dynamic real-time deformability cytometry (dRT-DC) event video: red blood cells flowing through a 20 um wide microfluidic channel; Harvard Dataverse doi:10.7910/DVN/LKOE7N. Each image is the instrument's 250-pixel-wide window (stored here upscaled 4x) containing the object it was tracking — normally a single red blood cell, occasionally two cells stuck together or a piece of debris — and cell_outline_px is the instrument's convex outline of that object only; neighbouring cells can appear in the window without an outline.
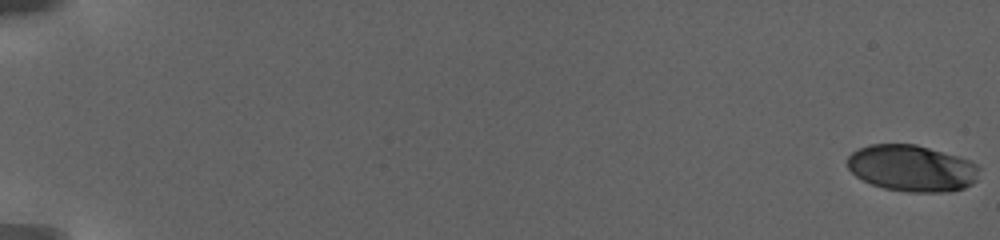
{"species": "human", "species_latin": "Homo sapiens", "temperature_condition": "warm", "stored_images_in_passage": 51, "camera_frame_rate_fps": 3000, "um_per_image_px": 0.085, "donor": {"sex": "female"}, "frame": {"image": 1, "passage_image": 1, "time_ms": 0.0, "image_size_px": [1000, 240], "cell_outline_px": [[980, 168], [976, 180], [972, 184], [964, 188], [948, 192], [908, 192], [884, 188], [872, 184], [856, 176], [848, 168], [848, 156], [852, 152], [868, 144], [916, 144], [956, 156], [968, 160], [976, 164]], "centroid_in_image_um": [77.51, 14.3], "position_along_channel_um": 7.5, "area_um2": 35.6}}
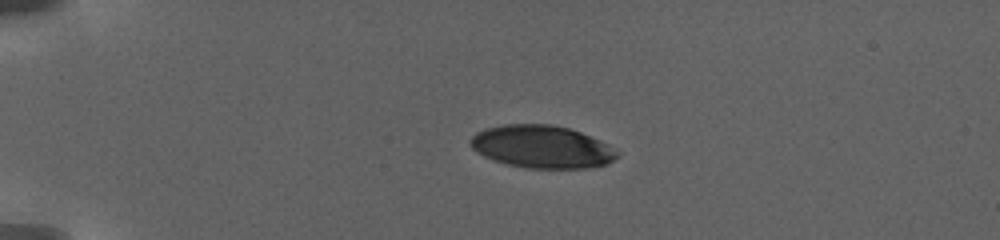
{"frame": {"image": 2, "passage_image": 37, "time_ms": 6.333, "image_size_px": [1000, 240], "cell_outline_px": [[620, 156], [608, 164], [588, 168], [524, 168], [492, 160], [476, 152], [468, 144], [468, 140], [476, 132], [484, 128], [504, 124], [552, 124], [568, 128], [580, 132], [600, 140], [608, 144], [620, 152]], "centroid_in_image_um": [46.05, 12.47], "position_along_channel_um": 38.9, "area_um2": 36.93}}